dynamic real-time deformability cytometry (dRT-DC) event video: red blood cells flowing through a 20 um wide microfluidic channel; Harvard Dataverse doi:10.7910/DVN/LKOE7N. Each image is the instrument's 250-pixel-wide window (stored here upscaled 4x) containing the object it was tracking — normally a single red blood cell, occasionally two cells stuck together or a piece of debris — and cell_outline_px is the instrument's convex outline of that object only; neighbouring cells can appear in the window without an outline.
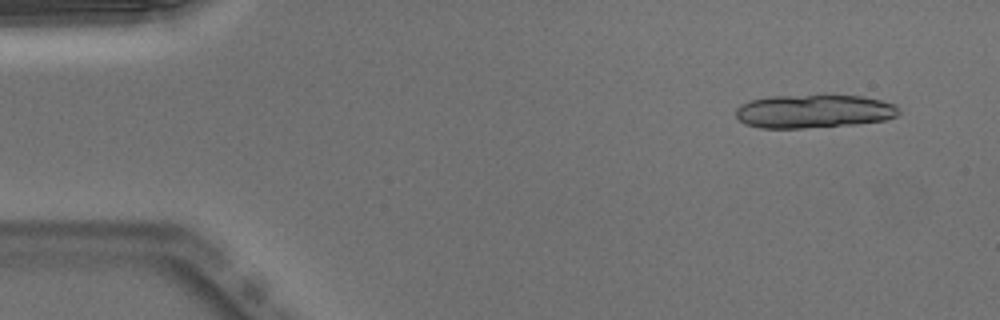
{"species": "Egyptian fruit bat (a non-hibernating species)", "species_latin": "Rousettus aegyptiacus", "temperature_condition": "warm", "stored_images_in_passage": 22, "segment_of_instrument_passage": [1, 2], "camera_frame_rate_fps": 3000, "um_per_image_px": 0.085, "animal": {"sex": "male"}, "frame": {"image": 1, "passage_image": 4, "time_ms": 1.0, "image_size_px": [1000, 320], "cell_outline_px": [[900, 112], [896, 116], [888, 120], [856, 124], [804, 128], [760, 128], [744, 124], [736, 116], [736, 108], [740, 104], [748, 100], [772, 96], [860, 96], [880, 100], [896, 104], [900, 108]], "centroid_in_image_um": [69.17, 9.47], "position_along_channel_um": 15.8, "area_um2": 31.85}}